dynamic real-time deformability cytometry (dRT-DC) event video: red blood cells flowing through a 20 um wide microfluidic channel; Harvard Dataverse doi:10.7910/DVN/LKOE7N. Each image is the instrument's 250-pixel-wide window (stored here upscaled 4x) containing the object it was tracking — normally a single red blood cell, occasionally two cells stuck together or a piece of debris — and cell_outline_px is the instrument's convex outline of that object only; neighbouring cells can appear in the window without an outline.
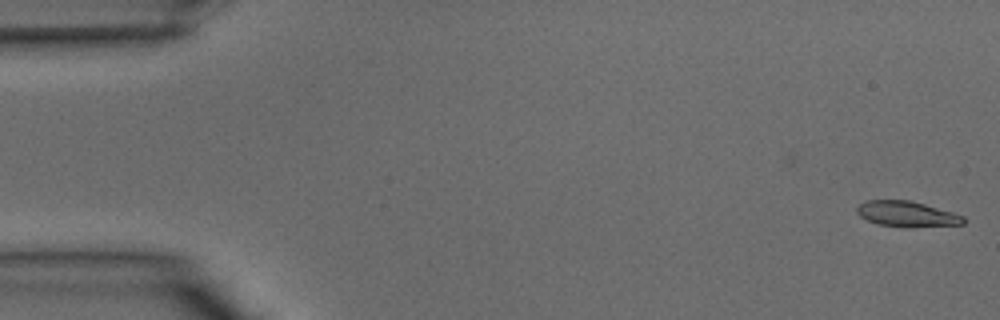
{"species": "common noctule bat (a hibernating species)", "species_latin": "Nyctalus noctula", "temperature_condition": "warm", "stored_images_in_passage": 39, "camera_frame_rate_fps": 3000, "um_per_image_px": 0.085, "animal": {"sex": "male", "body_mass_g": 15.6}, "frame": {"image": 1, "passage_image": 1, "time_ms": 0.0, "image_size_px": [1000, 320], "cell_outline_px": [[964, 224], [912, 228], [908, 228], [880, 224], [868, 220], [860, 216], [856, 212], [856, 208], [864, 200], [908, 200], [924, 204], [952, 212], [964, 216]], "centroid_in_image_um": [77.08, 18.2], "position_along_channel_um": 7.9, "area_um2": 15.9}}
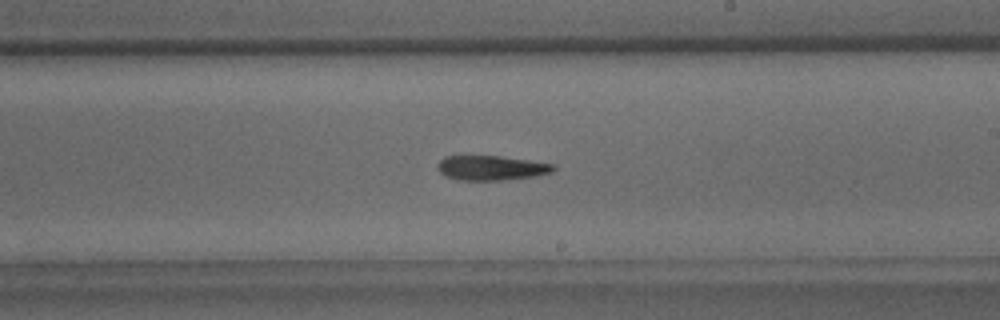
{"frame": {"image": 2, "passage_image": 23, "time_ms": 7.333, "image_size_px": [1000, 320], "cell_outline_px": [[556, 168], [552, 172], [536, 176], [500, 180], [460, 180], [448, 176], [440, 172], [436, 168], [436, 164], [444, 156], [500, 156], [556, 164]], "centroid_in_image_um": [41.77, 14.26], "position_along_channel_um": 247.2, "area_um2": 16.65}}
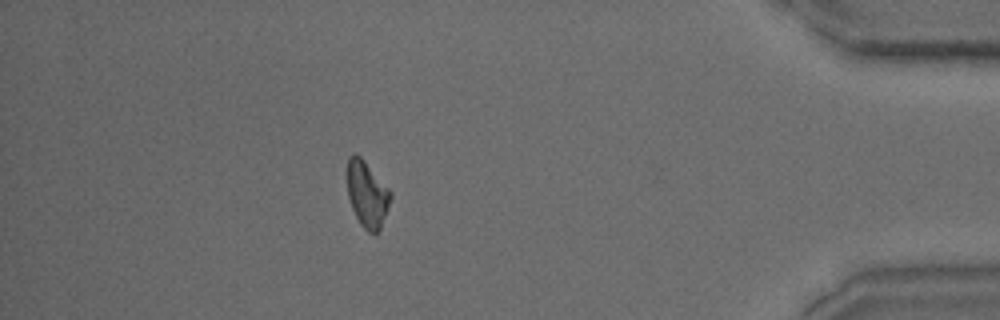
{"frame": {"image": 3, "passage_image": 35, "time_ms": 11.333, "image_size_px": [1000, 320], "cell_outline_px": [[392, 196], [380, 228], [376, 232], [368, 232], [360, 224], [352, 208], [348, 196], [348, 156], [360, 156], [364, 160], [392, 192]], "centroid_in_image_um": [31.21, 16.51], "position_along_channel_um": 404.0, "area_um2": 16.24}}